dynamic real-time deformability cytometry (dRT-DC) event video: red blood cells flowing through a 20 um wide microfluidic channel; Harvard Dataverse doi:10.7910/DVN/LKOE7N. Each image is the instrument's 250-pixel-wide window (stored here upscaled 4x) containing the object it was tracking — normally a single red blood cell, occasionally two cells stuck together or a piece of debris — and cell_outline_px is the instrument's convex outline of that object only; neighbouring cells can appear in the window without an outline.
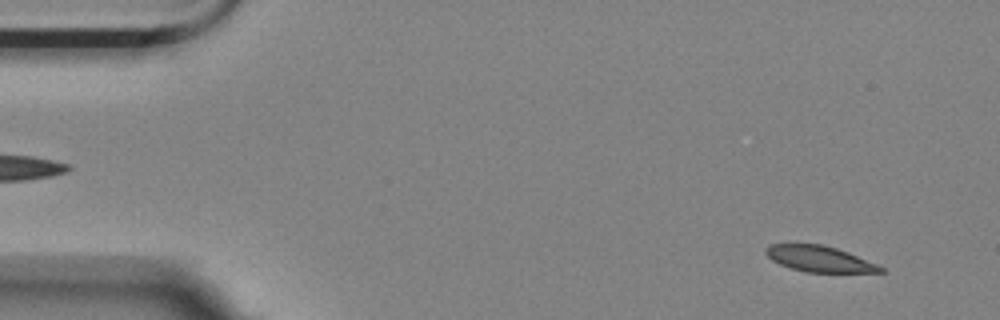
{"species": "Egyptian fruit bat (a non-hibernating species)", "species_latin": "Rousettus aegyptiacus", "temperature_condition": "room temperature", "stored_images_in_passage": 56, "camera_frame_rate_fps": 3000, "um_per_image_px": 0.085, "animal": {"sex": "female"}, "frame": {"image": 1, "passage_image": 4, "time_ms": 1.0, "image_size_px": [1000, 320], "cell_outline_px": [[884, 272], [804, 272], [780, 264], [772, 260], [764, 252], [764, 248], [772, 244], [820, 244], [836, 248], [848, 252], [876, 264], [884, 268]], "centroid_in_image_um": [69.62, 22.0], "position_along_channel_um": 15.4, "area_um2": 17.11}}
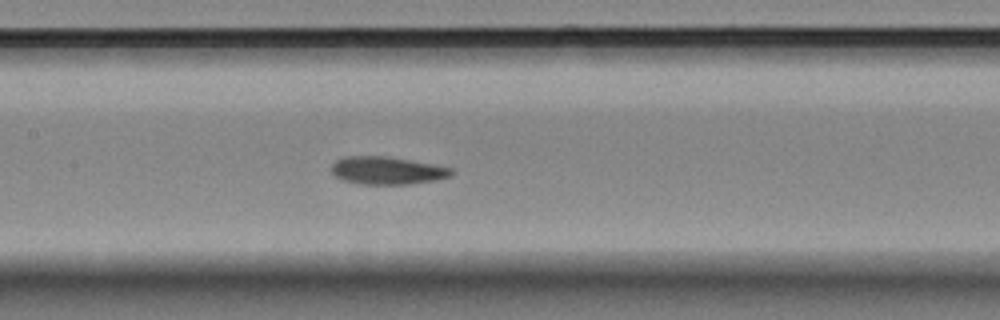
{"frame": {"image": 2, "passage_image": 26, "time_ms": 8.333, "image_size_px": [1000, 320], "cell_outline_px": [[452, 176], [436, 180], [408, 184], [364, 184], [344, 180], [336, 176], [332, 172], [332, 164], [336, 160], [344, 156], [388, 156], [432, 164], [452, 168]], "centroid_in_image_um": [32.91, 14.49], "position_along_channel_um": 174.5, "area_um2": 19.25}}
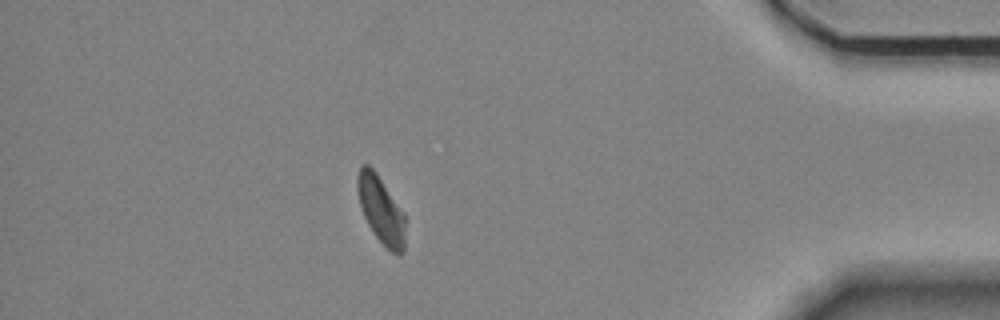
{"frame": {"image": 3, "passage_image": 49, "time_ms": 16.0, "image_size_px": [1000, 320], "cell_outline_px": [[404, 252], [392, 252], [376, 236], [368, 224], [364, 216], [360, 204], [356, 188], [356, 176], [360, 168], [364, 164], [368, 164], [376, 172], [404, 216]], "centroid_in_image_um": [32.33, 17.8], "position_along_channel_um": 402.9, "area_um2": 17.98}, "authors_computed_cell_mechanics": {"area_um2": 19.1607, "velocity_mm_per_s": 3.533, "shape_relaxation_time_tau1_ms": 5.0683, "shape_relaxation_time_tau2_ms": 2.387, "deformation_change_tau1": 0.1248, "deformation_change_tau2": 0.0703}}